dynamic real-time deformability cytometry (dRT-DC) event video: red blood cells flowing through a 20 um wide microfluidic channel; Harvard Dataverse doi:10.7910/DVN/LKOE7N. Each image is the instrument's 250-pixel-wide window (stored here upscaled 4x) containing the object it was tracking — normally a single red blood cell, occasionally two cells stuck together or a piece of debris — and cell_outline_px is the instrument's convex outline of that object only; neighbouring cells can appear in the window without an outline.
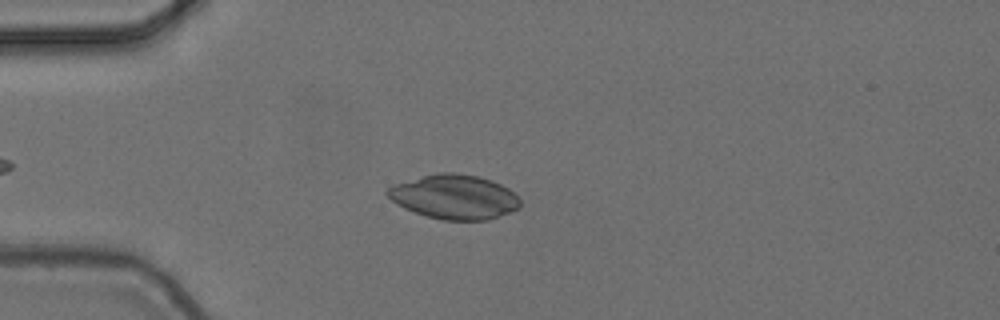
{"species": "common noctule bat (a hibernating species)", "species_latin": "Nyctalus noctula", "temperature_condition": "cold", "stored_images_in_passage": 45, "camera_frame_rate_fps": 3000, "um_per_image_px": 0.085, "animal": {"sex": "female", "body_mass_g": 24.6, "forearm_length_mm": 56.2}, "frame": {"image": 1, "passage_image": 8, "time_ms": 2.333, "image_size_px": [1000, 320], "cell_outline_px": [[520, 208], [500, 216], [488, 220], [444, 220], [428, 216], [404, 208], [396, 204], [384, 192], [392, 184], [440, 172], [456, 172], [480, 176], [492, 180], [508, 188], [520, 200]], "centroid_in_image_um": [38.62, 16.73], "position_along_channel_um": 46.4, "area_um2": 34.33}}
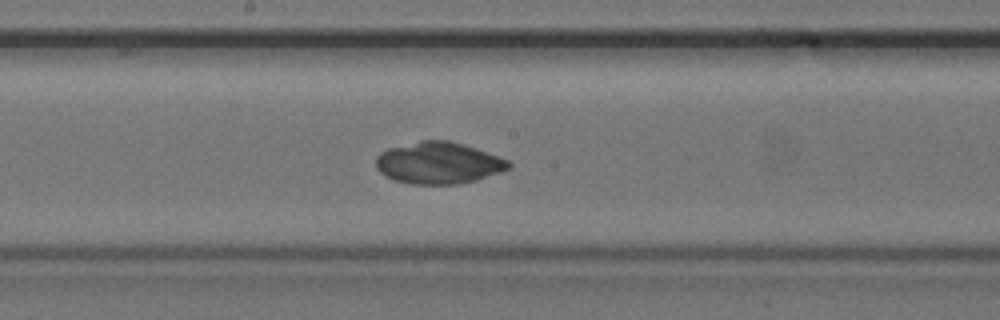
{"frame": {"image": 2, "passage_image": 23, "time_ms": 7.333, "image_size_px": [1000, 320], "cell_outline_px": [[512, 168], [476, 180], [456, 184], [412, 184], [396, 180], [384, 176], [376, 168], [376, 156], [380, 152], [388, 148], [420, 140], [448, 140], [464, 144], [476, 148], [508, 160], [512, 164]], "centroid_in_image_um": [37.26, 13.84], "position_along_channel_um": 210.9, "area_um2": 32.37}}
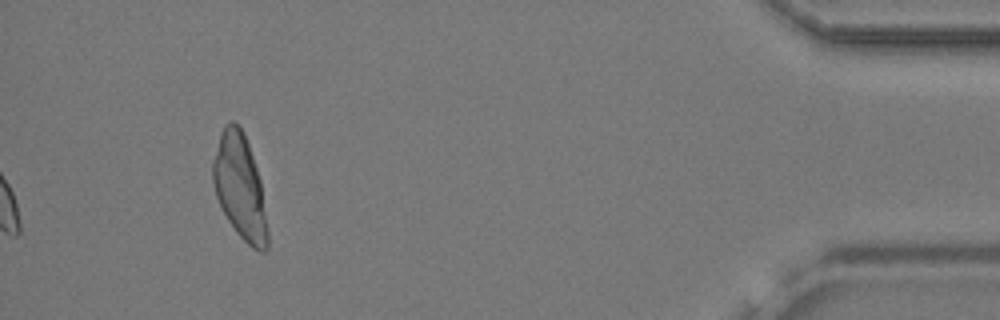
{"frame": {"image": 3, "passage_image": 45, "time_ms": 14.667, "image_size_px": [1000, 320], "cell_outline_px": [[268, 248], [264, 252], [260, 252], [252, 248], [236, 232], [228, 220], [216, 196], [212, 180], [212, 164], [220, 132], [224, 124], [232, 120], [244, 132], [260, 180], [268, 232]], "centroid_in_image_um": [20.38, 15.89], "position_along_channel_um": 414.8, "area_um2": 33.06}}